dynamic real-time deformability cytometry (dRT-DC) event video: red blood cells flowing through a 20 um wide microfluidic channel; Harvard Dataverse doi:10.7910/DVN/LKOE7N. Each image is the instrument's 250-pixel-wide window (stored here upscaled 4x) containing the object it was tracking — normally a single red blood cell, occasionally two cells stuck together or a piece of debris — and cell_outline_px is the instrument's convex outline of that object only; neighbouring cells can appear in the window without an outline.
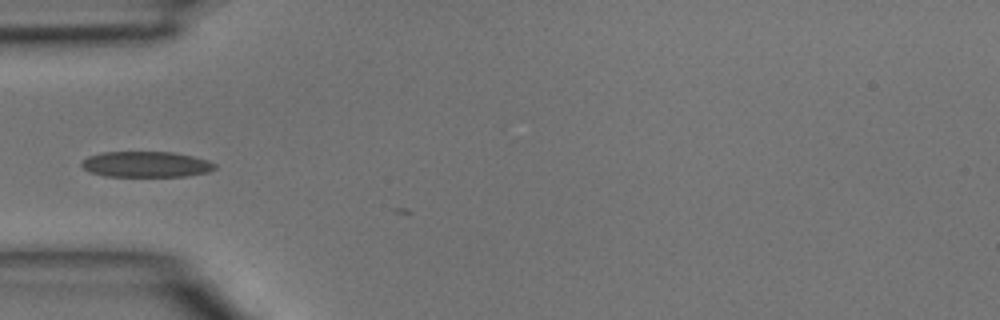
{"species": "common noctule bat (a hibernating species)", "species_latin": "Nyctalus noctula", "temperature_condition": "room temperature", "stored_images_in_passage": 2, "camera_frame_rate_fps": 3000, "um_per_image_px": 0.085, "animal": {"sex": "male", "body_mass_g": 15.6}, "frame": {"image": 1, "passage_image": 1, "time_ms": 0.0, "image_size_px": [1000, 320], "cell_outline_px": [[216, 168], [208, 172], [188, 176], [104, 176], [88, 172], [80, 164], [88, 156], [100, 152], [172, 152], [192, 156], [208, 160], [216, 164]], "centroid_in_image_um": [12.41, 13.97], "position_along_channel_um": 72.6, "area_um2": 20.06}}